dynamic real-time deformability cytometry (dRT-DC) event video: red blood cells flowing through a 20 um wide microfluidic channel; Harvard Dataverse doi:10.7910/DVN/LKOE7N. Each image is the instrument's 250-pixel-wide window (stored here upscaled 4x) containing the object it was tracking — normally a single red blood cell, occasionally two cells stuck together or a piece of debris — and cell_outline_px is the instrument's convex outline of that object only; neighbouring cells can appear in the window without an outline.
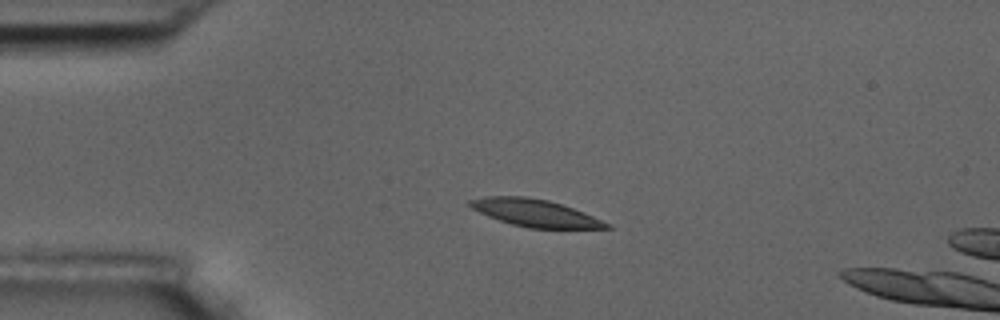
{"species": "common noctule bat (a hibernating species)", "species_latin": "Nyctalus noctula", "temperature_condition": "room temperature", "stored_images_in_passage": 4, "camera_frame_rate_fps": 3000, "um_per_image_px": 0.085, "animal": {"sex": "male", "body_mass_g": 17.5, "forearm_length_mm": 52.3}, "frame": {"image": 1, "passage_image": 3, "time_ms": 2.333, "image_size_px": [1000, 320], "cell_outline_px": [[612, 228], [528, 228], [512, 224], [488, 216], [464, 204], [468, 200], [484, 196], [524, 196], [548, 200], [584, 212], [612, 224]], "centroid_in_image_um": [45.45, 18.09], "position_along_channel_um": 39.5, "area_um2": 21.68}}